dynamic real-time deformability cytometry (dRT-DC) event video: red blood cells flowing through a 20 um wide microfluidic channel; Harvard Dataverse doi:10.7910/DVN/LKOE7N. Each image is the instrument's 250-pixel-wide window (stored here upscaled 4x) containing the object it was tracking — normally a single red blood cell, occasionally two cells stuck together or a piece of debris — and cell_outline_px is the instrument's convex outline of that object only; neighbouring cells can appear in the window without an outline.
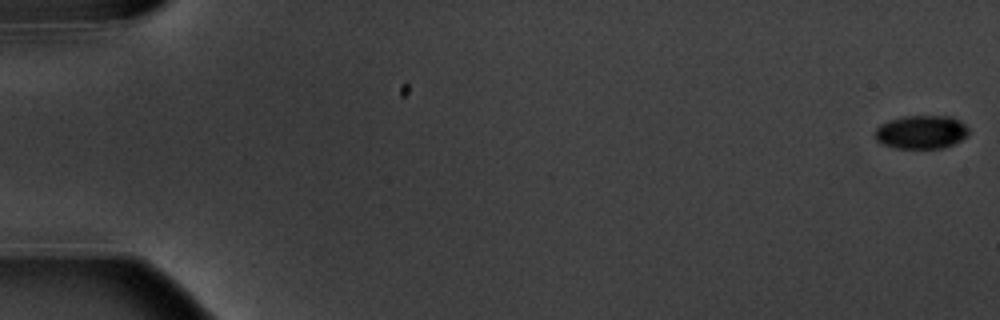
{"species": "common noctule bat (a hibernating species)", "species_latin": "Nyctalus noctula", "temperature_condition": "warm", "stored_images_in_passage": 7, "camera_frame_rate_fps": 3000, "um_per_image_px": 0.085, "animal": {"sex": "male", "body_mass_g": 20.1, "forearm_length_mm": 53.5}, "frame": {"image": 1, "passage_image": 1, "time_ms": 0.0, "image_size_px": [1000, 320], "cell_outline_px": [[968, 136], [944, 148], [896, 148], [884, 144], [876, 140], [876, 128], [880, 124], [888, 120], [904, 116], [952, 116], [960, 120], [968, 128]], "centroid_in_image_um": [78.32, 11.21], "position_along_channel_um": 6.7, "area_um2": 18.26}}
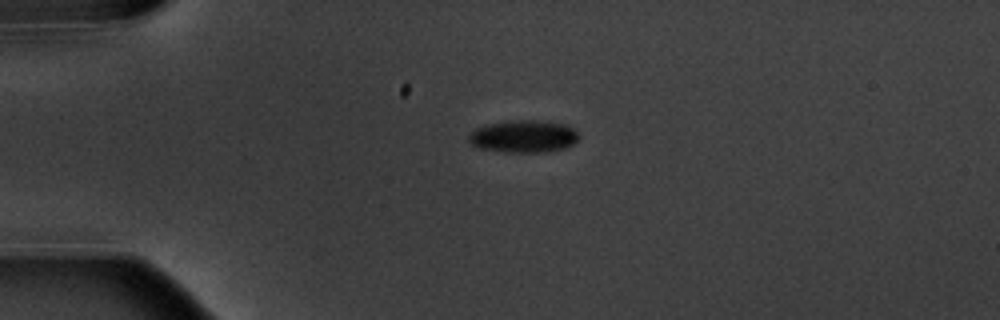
{"frame": {"image": 2, "passage_image": 5, "time_ms": 4.667, "image_size_px": [1000, 320], "cell_outline_px": [[576, 140], [572, 144], [564, 148], [540, 152], [508, 152], [480, 148], [472, 144], [468, 140], [468, 136], [476, 128], [488, 124], [508, 120], [536, 120], [564, 124], [572, 128], [576, 132]], "centroid_in_image_um": [44.46, 11.58], "position_along_channel_um": 40.5, "area_um2": 20.4}}